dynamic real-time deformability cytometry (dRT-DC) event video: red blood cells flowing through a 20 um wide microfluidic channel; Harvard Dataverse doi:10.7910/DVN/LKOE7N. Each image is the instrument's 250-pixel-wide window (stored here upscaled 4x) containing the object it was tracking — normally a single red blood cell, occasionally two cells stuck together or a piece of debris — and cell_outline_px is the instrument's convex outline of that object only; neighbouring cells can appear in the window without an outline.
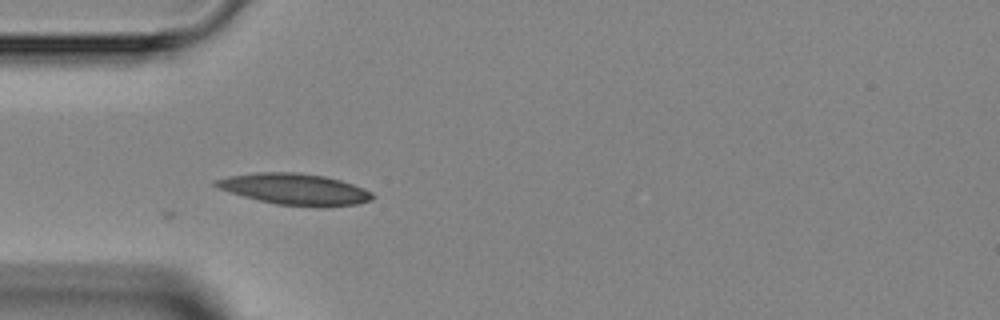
{"species": "Egyptian fruit bat (a non-hibernating species)", "species_latin": "Rousettus aegyptiacus", "temperature_condition": "room temperature", "stored_images_in_passage": 3, "camera_frame_rate_fps": 3000, "um_per_image_px": 0.085, "animal": {"sex": "female"}, "frame": {"image": 1, "passage_image": 1, "time_ms": 0.0, "image_size_px": [1000, 320], "cell_outline_px": [[376, 196], [372, 200], [356, 204], [276, 204], [244, 196], [220, 188], [212, 184], [212, 180], [228, 176], [256, 172], [296, 172], [324, 176], [340, 180], [364, 188], [372, 192]], "centroid_in_image_um": [25.01, 16.03], "position_along_channel_um": 60.0, "area_um2": 27.51}}
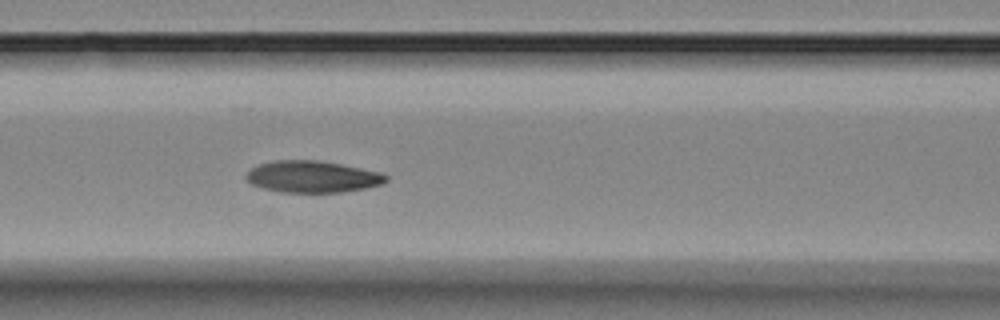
{"frame": {"image": 2, "passage_image": 3, "time_ms": 2.0, "image_size_px": [1000, 320], "cell_outline_px": [[388, 180], [380, 184], [364, 188], [344, 192], [280, 192], [264, 188], [252, 184], [244, 176], [252, 168], [260, 164], [272, 160], [316, 160], [340, 164], [380, 172], [388, 176]], "centroid_in_image_um": [26.55, 15.02], "position_along_channel_um": 140.1, "area_um2": 25.61}}